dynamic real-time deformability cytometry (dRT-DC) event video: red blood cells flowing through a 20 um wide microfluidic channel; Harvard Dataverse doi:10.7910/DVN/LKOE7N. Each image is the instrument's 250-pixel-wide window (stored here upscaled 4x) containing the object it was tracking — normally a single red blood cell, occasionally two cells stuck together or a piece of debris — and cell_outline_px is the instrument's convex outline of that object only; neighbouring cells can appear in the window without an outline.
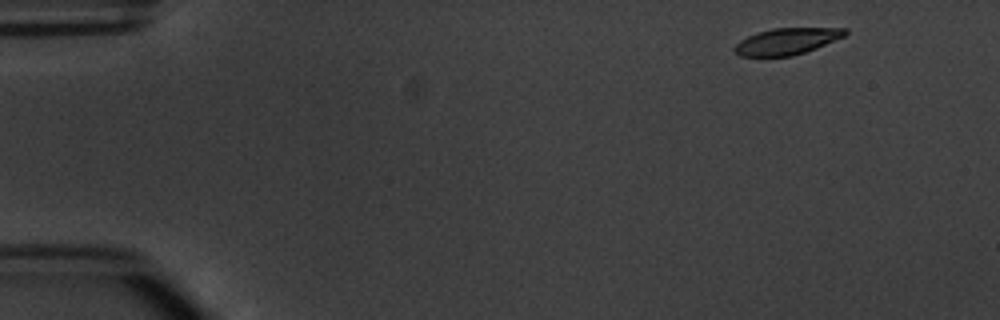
{"species": "common noctule bat (a hibernating species)", "species_latin": "Nyctalus noctula", "temperature_condition": "warm", "stored_images_in_passage": 4, "camera_frame_rate_fps": 3000, "um_per_image_px": 0.085, "animal": {"sex": "male", "body_mass_g": 20.1, "forearm_length_mm": 53.5}, "frame": {"image": 1, "passage_image": 1, "time_ms": 0.0, "image_size_px": [1000, 320], "cell_outline_px": [[848, 32], [844, 36], [816, 48], [792, 56], [740, 56], [732, 48], [740, 40], [756, 32], [772, 28], [848, 28]], "centroid_in_image_um": [66.86, 3.5], "position_along_channel_um": 18.1, "area_um2": 16.99}}
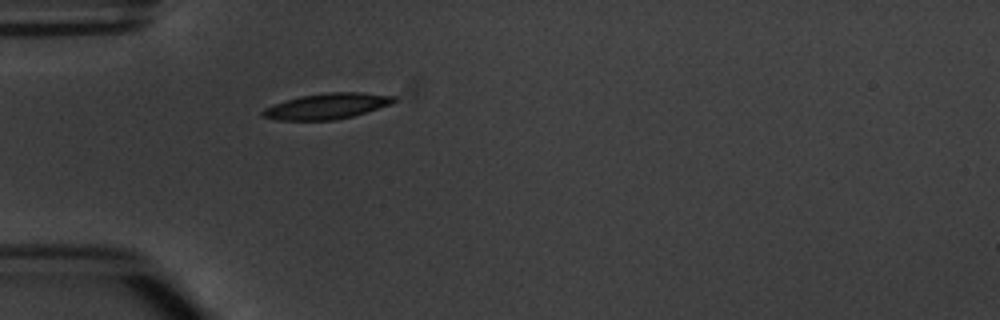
{"frame": {"image": 2, "passage_image": 4, "time_ms": 3.667, "image_size_px": [1000, 320], "cell_outline_px": [[396, 100], [392, 104], [352, 116], [336, 120], [276, 120], [260, 116], [260, 112], [264, 108], [272, 104], [300, 96], [328, 92], [360, 92], [396, 96]], "centroid_in_image_um": [27.75, 9.02], "position_along_channel_um": 57.2, "area_um2": 19.77}}